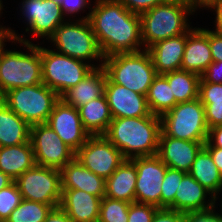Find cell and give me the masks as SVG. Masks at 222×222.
I'll return each instance as SVG.
<instances>
[{
  "mask_svg": "<svg viewBox=\"0 0 222 222\" xmlns=\"http://www.w3.org/2000/svg\"><path fill=\"white\" fill-rule=\"evenodd\" d=\"M79 19L89 20L104 57L145 50L140 15L116 0H95L91 11Z\"/></svg>",
  "mask_w": 222,
  "mask_h": 222,
  "instance_id": "1",
  "label": "cell"
},
{
  "mask_svg": "<svg viewBox=\"0 0 222 222\" xmlns=\"http://www.w3.org/2000/svg\"><path fill=\"white\" fill-rule=\"evenodd\" d=\"M161 133L160 116L113 118L104 136L125 159L157 154Z\"/></svg>",
  "mask_w": 222,
  "mask_h": 222,
  "instance_id": "2",
  "label": "cell"
},
{
  "mask_svg": "<svg viewBox=\"0 0 222 222\" xmlns=\"http://www.w3.org/2000/svg\"><path fill=\"white\" fill-rule=\"evenodd\" d=\"M5 28L11 42L19 43L30 53L15 51V48L7 50L5 43L0 47V98L11 89L43 83L40 45L32 43L24 35L21 37L11 27Z\"/></svg>",
  "mask_w": 222,
  "mask_h": 222,
  "instance_id": "3",
  "label": "cell"
},
{
  "mask_svg": "<svg viewBox=\"0 0 222 222\" xmlns=\"http://www.w3.org/2000/svg\"><path fill=\"white\" fill-rule=\"evenodd\" d=\"M197 9L189 0H167L140 14L144 49L159 41L185 34L191 28L188 16L194 15Z\"/></svg>",
  "mask_w": 222,
  "mask_h": 222,
  "instance_id": "4",
  "label": "cell"
},
{
  "mask_svg": "<svg viewBox=\"0 0 222 222\" xmlns=\"http://www.w3.org/2000/svg\"><path fill=\"white\" fill-rule=\"evenodd\" d=\"M102 67L113 83L145 96L157 76L150 53L146 49L104 57Z\"/></svg>",
  "mask_w": 222,
  "mask_h": 222,
  "instance_id": "5",
  "label": "cell"
},
{
  "mask_svg": "<svg viewBox=\"0 0 222 222\" xmlns=\"http://www.w3.org/2000/svg\"><path fill=\"white\" fill-rule=\"evenodd\" d=\"M72 20L69 19L63 22L48 41L54 43L56 51L61 54L87 62L93 68L102 67L104 56L89 20H73L75 22ZM91 60H97L101 63L99 65L91 64Z\"/></svg>",
  "mask_w": 222,
  "mask_h": 222,
  "instance_id": "6",
  "label": "cell"
},
{
  "mask_svg": "<svg viewBox=\"0 0 222 222\" xmlns=\"http://www.w3.org/2000/svg\"><path fill=\"white\" fill-rule=\"evenodd\" d=\"M7 107L30 126L47 123L60 96L40 83L9 90L0 98Z\"/></svg>",
  "mask_w": 222,
  "mask_h": 222,
  "instance_id": "7",
  "label": "cell"
},
{
  "mask_svg": "<svg viewBox=\"0 0 222 222\" xmlns=\"http://www.w3.org/2000/svg\"><path fill=\"white\" fill-rule=\"evenodd\" d=\"M160 136L186 141H207L209 128L205 120V109L199 98L176 104L160 116Z\"/></svg>",
  "mask_w": 222,
  "mask_h": 222,
  "instance_id": "8",
  "label": "cell"
},
{
  "mask_svg": "<svg viewBox=\"0 0 222 222\" xmlns=\"http://www.w3.org/2000/svg\"><path fill=\"white\" fill-rule=\"evenodd\" d=\"M42 82L61 96L76 86L94 68L82 60L40 46Z\"/></svg>",
  "mask_w": 222,
  "mask_h": 222,
  "instance_id": "9",
  "label": "cell"
},
{
  "mask_svg": "<svg viewBox=\"0 0 222 222\" xmlns=\"http://www.w3.org/2000/svg\"><path fill=\"white\" fill-rule=\"evenodd\" d=\"M22 199L59 207L61 201V171L35 164L15 180Z\"/></svg>",
  "mask_w": 222,
  "mask_h": 222,
  "instance_id": "10",
  "label": "cell"
},
{
  "mask_svg": "<svg viewBox=\"0 0 222 222\" xmlns=\"http://www.w3.org/2000/svg\"><path fill=\"white\" fill-rule=\"evenodd\" d=\"M30 141L37 165L61 170L75 158V152L47 123L30 126Z\"/></svg>",
  "mask_w": 222,
  "mask_h": 222,
  "instance_id": "11",
  "label": "cell"
},
{
  "mask_svg": "<svg viewBox=\"0 0 222 222\" xmlns=\"http://www.w3.org/2000/svg\"><path fill=\"white\" fill-rule=\"evenodd\" d=\"M75 158L105 180L123 163L122 153L104 136H90L76 152Z\"/></svg>",
  "mask_w": 222,
  "mask_h": 222,
  "instance_id": "12",
  "label": "cell"
},
{
  "mask_svg": "<svg viewBox=\"0 0 222 222\" xmlns=\"http://www.w3.org/2000/svg\"><path fill=\"white\" fill-rule=\"evenodd\" d=\"M130 160L137 169L135 202L161 208V184L168 166L157 155Z\"/></svg>",
  "mask_w": 222,
  "mask_h": 222,
  "instance_id": "13",
  "label": "cell"
},
{
  "mask_svg": "<svg viewBox=\"0 0 222 222\" xmlns=\"http://www.w3.org/2000/svg\"><path fill=\"white\" fill-rule=\"evenodd\" d=\"M20 5L21 16L27 22L25 31L37 38L48 40L67 20L60 5L53 0H22Z\"/></svg>",
  "mask_w": 222,
  "mask_h": 222,
  "instance_id": "14",
  "label": "cell"
},
{
  "mask_svg": "<svg viewBox=\"0 0 222 222\" xmlns=\"http://www.w3.org/2000/svg\"><path fill=\"white\" fill-rule=\"evenodd\" d=\"M47 124L74 152L90 137L83 127L78 109L65 103L61 98L55 103Z\"/></svg>",
  "mask_w": 222,
  "mask_h": 222,
  "instance_id": "15",
  "label": "cell"
},
{
  "mask_svg": "<svg viewBox=\"0 0 222 222\" xmlns=\"http://www.w3.org/2000/svg\"><path fill=\"white\" fill-rule=\"evenodd\" d=\"M112 118L152 116L145 95L113 83L106 76L105 93Z\"/></svg>",
  "mask_w": 222,
  "mask_h": 222,
  "instance_id": "16",
  "label": "cell"
},
{
  "mask_svg": "<svg viewBox=\"0 0 222 222\" xmlns=\"http://www.w3.org/2000/svg\"><path fill=\"white\" fill-rule=\"evenodd\" d=\"M206 141H186L160 136L157 156L172 169L188 173L196 155L204 147Z\"/></svg>",
  "mask_w": 222,
  "mask_h": 222,
  "instance_id": "17",
  "label": "cell"
},
{
  "mask_svg": "<svg viewBox=\"0 0 222 222\" xmlns=\"http://www.w3.org/2000/svg\"><path fill=\"white\" fill-rule=\"evenodd\" d=\"M213 62L209 45V29L191 28L186 32V45L181 70L202 75Z\"/></svg>",
  "mask_w": 222,
  "mask_h": 222,
  "instance_id": "18",
  "label": "cell"
},
{
  "mask_svg": "<svg viewBox=\"0 0 222 222\" xmlns=\"http://www.w3.org/2000/svg\"><path fill=\"white\" fill-rule=\"evenodd\" d=\"M59 207L72 222H98L102 198L77 189H61Z\"/></svg>",
  "mask_w": 222,
  "mask_h": 222,
  "instance_id": "19",
  "label": "cell"
},
{
  "mask_svg": "<svg viewBox=\"0 0 222 222\" xmlns=\"http://www.w3.org/2000/svg\"><path fill=\"white\" fill-rule=\"evenodd\" d=\"M61 189H77L103 198L106 180L85 168L76 158L61 170Z\"/></svg>",
  "mask_w": 222,
  "mask_h": 222,
  "instance_id": "20",
  "label": "cell"
},
{
  "mask_svg": "<svg viewBox=\"0 0 222 222\" xmlns=\"http://www.w3.org/2000/svg\"><path fill=\"white\" fill-rule=\"evenodd\" d=\"M208 195L211 197H208ZM207 197L208 199L207 201ZM216 199L196 181L189 173H186L177 188L174 197V210L179 212L202 211L214 207Z\"/></svg>",
  "mask_w": 222,
  "mask_h": 222,
  "instance_id": "21",
  "label": "cell"
},
{
  "mask_svg": "<svg viewBox=\"0 0 222 222\" xmlns=\"http://www.w3.org/2000/svg\"><path fill=\"white\" fill-rule=\"evenodd\" d=\"M185 45L186 33L159 41L147 49L157 75L181 70Z\"/></svg>",
  "mask_w": 222,
  "mask_h": 222,
  "instance_id": "22",
  "label": "cell"
},
{
  "mask_svg": "<svg viewBox=\"0 0 222 222\" xmlns=\"http://www.w3.org/2000/svg\"><path fill=\"white\" fill-rule=\"evenodd\" d=\"M105 85L104 68H94L76 86L65 91L60 98L72 107L78 108L91 100L104 96Z\"/></svg>",
  "mask_w": 222,
  "mask_h": 222,
  "instance_id": "23",
  "label": "cell"
},
{
  "mask_svg": "<svg viewBox=\"0 0 222 222\" xmlns=\"http://www.w3.org/2000/svg\"><path fill=\"white\" fill-rule=\"evenodd\" d=\"M137 169L130 159L123 163L106 179L105 196L128 203L135 202Z\"/></svg>",
  "mask_w": 222,
  "mask_h": 222,
  "instance_id": "24",
  "label": "cell"
},
{
  "mask_svg": "<svg viewBox=\"0 0 222 222\" xmlns=\"http://www.w3.org/2000/svg\"><path fill=\"white\" fill-rule=\"evenodd\" d=\"M31 141L8 147H0V170L14 181L35 165Z\"/></svg>",
  "mask_w": 222,
  "mask_h": 222,
  "instance_id": "25",
  "label": "cell"
},
{
  "mask_svg": "<svg viewBox=\"0 0 222 222\" xmlns=\"http://www.w3.org/2000/svg\"><path fill=\"white\" fill-rule=\"evenodd\" d=\"M29 141L30 125L0 99V147L24 144Z\"/></svg>",
  "mask_w": 222,
  "mask_h": 222,
  "instance_id": "26",
  "label": "cell"
},
{
  "mask_svg": "<svg viewBox=\"0 0 222 222\" xmlns=\"http://www.w3.org/2000/svg\"><path fill=\"white\" fill-rule=\"evenodd\" d=\"M81 122L90 136L104 135L112 121L106 96H100L77 108Z\"/></svg>",
  "mask_w": 222,
  "mask_h": 222,
  "instance_id": "27",
  "label": "cell"
},
{
  "mask_svg": "<svg viewBox=\"0 0 222 222\" xmlns=\"http://www.w3.org/2000/svg\"><path fill=\"white\" fill-rule=\"evenodd\" d=\"M188 173L218 200L222 191V174L204 147L196 155Z\"/></svg>",
  "mask_w": 222,
  "mask_h": 222,
  "instance_id": "28",
  "label": "cell"
},
{
  "mask_svg": "<svg viewBox=\"0 0 222 222\" xmlns=\"http://www.w3.org/2000/svg\"><path fill=\"white\" fill-rule=\"evenodd\" d=\"M163 76L168 80L177 104L199 98L200 75L185 70H177L165 73Z\"/></svg>",
  "mask_w": 222,
  "mask_h": 222,
  "instance_id": "29",
  "label": "cell"
},
{
  "mask_svg": "<svg viewBox=\"0 0 222 222\" xmlns=\"http://www.w3.org/2000/svg\"><path fill=\"white\" fill-rule=\"evenodd\" d=\"M146 99L150 112L157 116H162L177 104L168 80L163 75L153 79Z\"/></svg>",
  "mask_w": 222,
  "mask_h": 222,
  "instance_id": "30",
  "label": "cell"
},
{
  "mask_svg": "<svg viewBox=\"0 0 222 222\" xmlns=\"http://www.w3.org/2000/svg\"><path fill=\"white\" fill-rule=\"evenodd\" d=\"M52 209L51 205L22 199L20 204L12 211L7 221L44 222Z\"/></svg>",
  "mask_w": 222,
  "mask_h": 222,
  "instance_id": "31",
  "label": "cell"
},
{
  "mask_svg": "<svg viewBox=\"0 0 222 222\" xmlns=\"http://www.w3.org/2000/svg\"><path fill=\"white\" fill-rule=\"evenodd\" d=\"M130 203L104 196L101 200L98 222H128Z\"/></svg>",
  "mask_w": 222,
  "mask_h": 222,
  "instance_id": "32",
  "label": "cell"
},
{
  "mask_svg": "<svg viewBox=\"0 0 222 222\" xmlns=\"http://www.w3.org/2000/svg\"><path fill=\"white\" fill-rule=\"evenodd\" d=\"M185 174L186 172L184 171L167 167L161 184V208H170L174 210V197Z\"/></svg>",
  "mask_w": 222,
  "mask_h": 222,
  "instance_id": "33",
  "label": "cell"
},
{
  "mask_svg": "<svg viewBox=\"0 0 222 222\" xmlns=\"http://www.w3.org/2000/svg\"><path fill=\"white\" fill-rule=\"evenodd\" d=\"M21 193L15 181L0 190V221H6L12 211L20 204Z\"/></svg>",
  "mask_w": 222,
  "mask_h": 222,
  "instance_id": "34",
  "label": "cell"
},
{
  "mask_svg": "<svg viewBox=\"0 0 222 222\" xmlns=\"http://www.w3.org/2000/svg\"><path fill=\"white\" fill-rule=\"evenodd\" d=\"M158 207L133 202L130 203L128 212V222H151Z\"/></svg>",
  "mask_w": 222,
  "mask_h": 222,
  "instance_id": "35",
  "label": "cell"
},
{
  "mask_svg": "<svg viewBox=\"0 0 222 222\" xmlns=\"http://www.w3.org/2000/svg\"><path fill=\"white\" fill-rule=\"evenodd\" d=\"M199 99L201 102L222 101V83L205 82L201 78L199 83Z\"/></svg>",
  "mask_w": 222,
  "mask_h": 222,
  "instance_id": "36",
  "label": "cell"
},
{
  "mask_svg": "<svg viewBox=\"0 0 222 222\" xmlns=\"http://www.w3.org/2000/svg\"><path fill=\"white\" fill-rule=\"evenodd\" d=\"M216 207L215 205L207 210L186 212L184 222H222V212H216Z\"/></svg>",
  "mask_w": 222,
  "mask_h": 222,
  "instance_id": "37",
  "label": "cell"
},
{
  "mask_svg": "<svg viewBox=\"0 0 222 222\" xmlns=\"http://www.w3.org/2000/svg\"><path fill=\"white\" fill-rule=\"evenodd\" d=\"M201 103L205 109V120L208 128L222 125V101Z\"/></svg>",
  "mask_w": 222,
  "mask_h": 222,
  "instance_id": "38",
  "label": "cell"
},
{
  "mask_svg": "<svg viewBox=\"0 0 222 222\" xmlns=\"http://www.w3.org/2000/svg\"><path fill=\"white\" fill-rule=\"evenodd\" d=\"M122 3L129 11L135 14H142L149 9H152L158 4L164 3L167 0H116Z\"/></svg>",
  "mask_w": 222,
  "mask_h": 222,
  "instance_id": "39",
  "label": "cell"
},
{
  "mask_svg": "<svg viewBox=\"0 0 222 222\" xmlns=\"http://www.w3.org/2000/svg\"><path fill=\"white\" fill-rule=\"evenodd\" d=\"M184 213L170 208H158L151 222H184Z\"/></svg>",
  "mask_w": 222,
  "mask_h": 222,
  "instance_id": "40",
  "label": "cell"
},
{
  "mask_svg": "<svg viewBox=\"0 0 222 222\" xmlns=\"http://www.w3.org/2000/svg\"><path fill=\"white\" fill-rule=\"evenodd\" d=\"M91 0H64L60 5L62 12L65 16L74 17L78 14L81 10L84 12V9H91L89 6ZM74 14V16H73Z\"/></svg>",
  "mask_w": 222,
  "mask_h": 222,
  "instance_id": "41",
  "label": "cell"
},
{
  "mask_svg": "<svg viewBox=\"0 0 222 222\" xmlns=\"http://www.w3.org/2000/svg\"><path fill=\"white\" fill-rule=\"evenodd\" d=\"M201 78L205 82L222 83V61L210 63Z\"/></svg>",
  "mask_w": 222,
  "mask_h": 222,
  "instance_id": "42",
  "label": "cell"
},
{
  "mask_svg": "<svg viewBox=\"0 0 222 222\" xmlns=\"http://www.w3.org/2000/svg\"><path fill=\"white\" fill-rule=\"evenodd\" d=\"M209 45L213 62L222 61V35L209 30Z\"/></svg>",
  "mask_w": 222,
  "mask_h": 222,
  "instance_id": "43",
  "label": "cell"
},
{
  "mask_svg": "<svg viewBox=\"0 0 222 222\" xmlns=\"http://www.w3.org/2000/svg\"><path fill=\"white\" fill-rule=\"evenodd\" d=\"M206 9L215 11V30L216 33L222 35V0H210L206 5H204L201 9ZM213 8V9H212Z\"/></svg>",
  "mask_w": 222,
  "mask_h": 222,
  "instance_id": "44",
  "label": "cell"
},
{
  "mask_svg": "<svg viewBox=\"0 0 222 222\" xmlns=\"http://www.w3.org/2000/svg\"><path fill=\"white\" fill-rule=\"evenodd\" d=\"M204 147L222 148V125L210 128Z\"/></svg>",
  "mask_w": 222,
  "mask_h": 222,
  "instance_id": "45",
  "label": "cell"
},
{
  "mask_svg": "<svg viewBox=\"0 0 222 222\" xmlns=\"http://www.w3.org/2000/svg\"><path fill=\"white\" fill-rule=\"evenodd\" d=\"M44 222H72L67 213L60 207L53 208L47 215Z\"/></svg>",
  "mask_w": 222,
  "mask_h": 222,
  "instance_id": "46",
  "label": "cell"
},
{
  "mask_svg": "<svg viewBox=\"0 0 222 222\" xmlns=\"http://www.w3.org/2000/svg\"><path fill=\"white\" fill-rule=\"evenodd\" d=\"M211 155L214 164L217 166L219 172L222 174V148L218 147H204Z\"/></svg>",
  "mask_w": 222,
  "mask_h": 222,
  "instance_id": "47",
  "label": "cell"
},
{
  "mask_svg": "<svg viewBox=\"0 0 222 222\" xmlns=\"http://www.w3.org/2000/svg\"><path fill=\"white\" fill-rule=\"evenodd\" d=\"M14 180L9 177L7 174L0 170V190L6 188L10 185Z\"/></svg>",
  "mask_w": 222,
  "mask_h": 222,
  "instance_id": "48",
  "label": "cell"
},
{
  "mask_svg": "<svg viewBox=\"0 0 222 222\" xmlns=\"http://www.w3.org/2000/svg\"><path fill=\"white\" fill-rule=\"evenodd\" d=\"M10 41L11 39L7 35V29L5 26L0 27V47L3 45V43Z\"/></svg>",
  "mask_w": 222,
  "mask_h": 222,
  "instance_id": "49",
  "label": "cell"
},
{
  "mask_svg": "<svg viewBox=\"0 0 222 222\" xmlns=\"http://www.w3.org/2000/svg\"><path fill=\"white\" fill-rule=\"evenodd\" d=\"M193 3L197 8L201 9L204 5H206L210 0H189Z\"/></svg>",
  "mask_w": 222,
  "mask_h": 222,
  "instance_id": "50",
  "label": "cell"
},
{
  "mask_svg": "<svg viewBox=\"0 0 222 222\" xmlns=\"http://www.w3.org/2000/svg\"><path fill=\"white\" fill-rule=\"evenodd\" d=\"M2 3H3V1L0 0V15L2 14V13H1V12H2V9H4V8H3L4 5H3ZM0 27H2V25H0Z\"/></svg>",
  "mask_w": 222,
  "mask_h": 222,
  "instance_id": "51",
  "label": "cell"
},
{
  "mask_svg": "<svg viewBox=\"0 0 222 222\" xmlns=\"http://www.w3.org/2000/svg\"><path fill=\"white\" fill-rule=\"evenodd\" d=\"M53 1H54L55 3H57L58 5H61L64 0H53Z\"/></svg>",
  "mask_w": 222,
  "mask_h": 222,
  "instance_id": "52",
  "label": "cell"
}]
</instances>
